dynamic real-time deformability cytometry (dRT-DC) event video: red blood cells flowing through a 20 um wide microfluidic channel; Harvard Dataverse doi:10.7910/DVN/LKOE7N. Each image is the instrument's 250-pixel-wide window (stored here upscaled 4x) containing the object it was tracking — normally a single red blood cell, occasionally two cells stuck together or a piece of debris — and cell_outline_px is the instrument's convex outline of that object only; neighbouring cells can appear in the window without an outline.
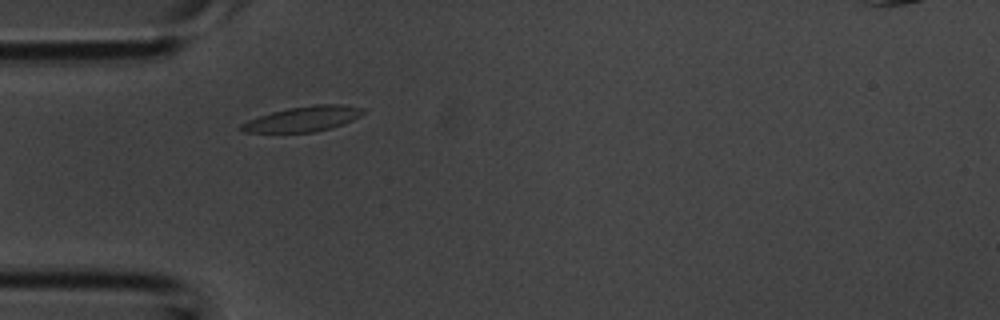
{"species": "common noctule bat (a hibernating species)", "species_latin": "Nyctalus noctula", "temperature_condition": "room temperature", "stored_images_in_passage": 31, "camera_frame_rate_fps": 3000, "um_per_image_px": 0.085, "animal": {"sex": "male", "body_mass_g": 20.1, "forearm_length_mm": 53.5}, "frame": {"image": 1, "passage_image": 1, "time_ms": 0.0, "image_size_px": [1000, 320], "cell_outline_px": [[364, 112], [360, 116], [344, 124], [312, 132], [244, 132], [240, 128], [240, 124], [248, 120], [272, 112], [288, 108], [312, 104], [344, 104], [364, 108]], "centroid_in_image_um": [25.79, 10.09], "position_along_channel_um": 59.2, "area_um2": 17.74}}
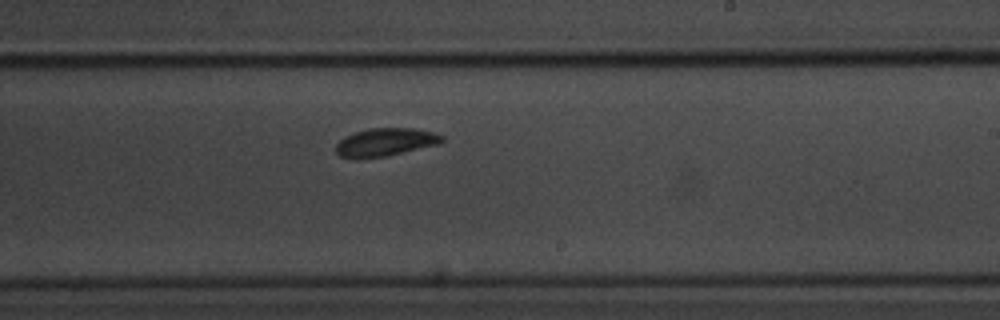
{"frame": {"image": 2, "passage_image": 14, "time_ms": 4.333, "image_size_px": [1000, 320], "cell_outline_px": [[444, 140], [440, 144], [388, 156], [356, 160], [340, 156], [336, 152], [336, 144], [344, 136], [368, 128], [416, 128], [436, 132], [444, 136]], "centroid_in_image_um": [32.77, 12.1], "position_along_channel_um": 256.2, "area_um2": 17.8}}
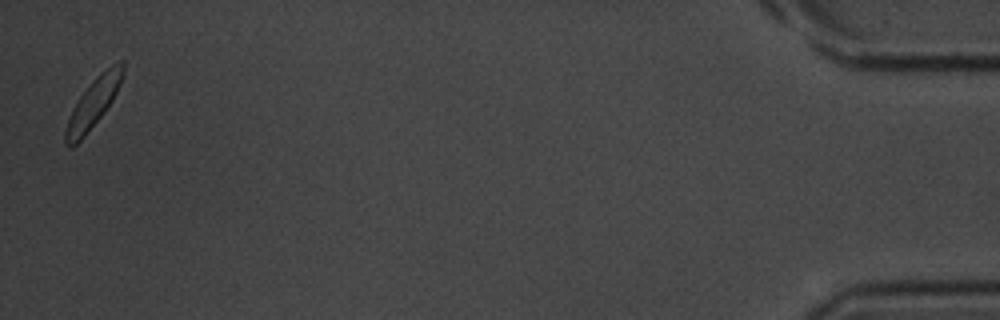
{"frame": {"image": 3, "passage_image": 31, "time_ms": 10.0, "image_size_px": [1000, 320], "cell_outline_px": [[124, 76], [112, 100], [104, 112], [84, 136], [72, 148], [68, 148], [64, 144], [64, 132], [72, 108], [80, 96], [92, 80], [96, 76], [112, 64], [120, 60], [124, 60]], "centroid_in_image_um": [7.92, 8.76], "position_along_channel_um": 427.3, "area_um2": 16.36}}